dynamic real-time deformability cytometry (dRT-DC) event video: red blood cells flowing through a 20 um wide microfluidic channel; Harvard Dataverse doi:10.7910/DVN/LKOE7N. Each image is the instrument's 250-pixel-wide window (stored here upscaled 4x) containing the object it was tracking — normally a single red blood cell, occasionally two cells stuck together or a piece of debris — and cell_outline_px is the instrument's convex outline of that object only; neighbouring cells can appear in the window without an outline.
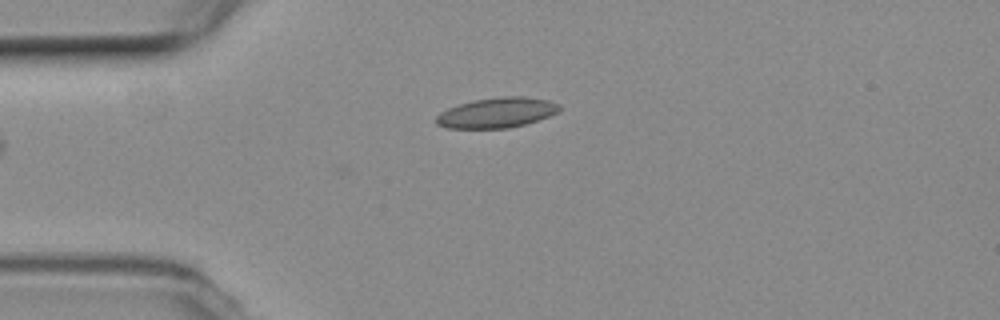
{"species": "common noctule bat (a hibernating species)", "species_latin": "Nyctalus noctula", "temperature_condition": "room temperature", "stored_images_in_passage": 39, "camera_frame_rate_fps": 3000, "um_per_image_px": 0.085, "animal": {"sex": "female", "body_mass_g": 19.3, "forearm_length_mm": 54.1}, "frame": {"image": 1, "passage_image": 1, "time_ms": 0.0, "image_size_px": [1000, 320], "cell_outline_px": [[560, 108], [556, 112], [548, 116], [524, 124], [508, 128], [448, 128], [436, 124], [436, 116], [440, 112], [448, 108], [472, 100], [500, 96], [524, 96], [548, 100], [560, 104]], "centroid_in_image_um": [42.2, 9.57], "position_along_channel_um": 42.8, "area_um2": 21.56}}
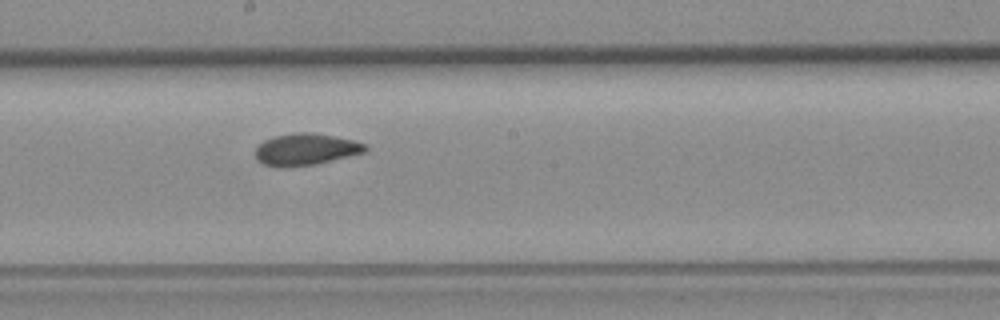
{"frame": {"image": 2, "passage_image": 17, "time_ms": 5.333, "image_size_px": [1000, 320], "cell_outline_px": [[368, 148], [364, 152], [316, 164], [284, 168], [276, 168], [264, 164], [256, 160], [256, 148], [264, 140], [272, 136], [296, 132], [312, 132], [352, 140], [368, 144]], "centroid_in_image_um": [25.95, 12.7], "position_along_channel_um": 222.2, "area_um2": 20.46}}
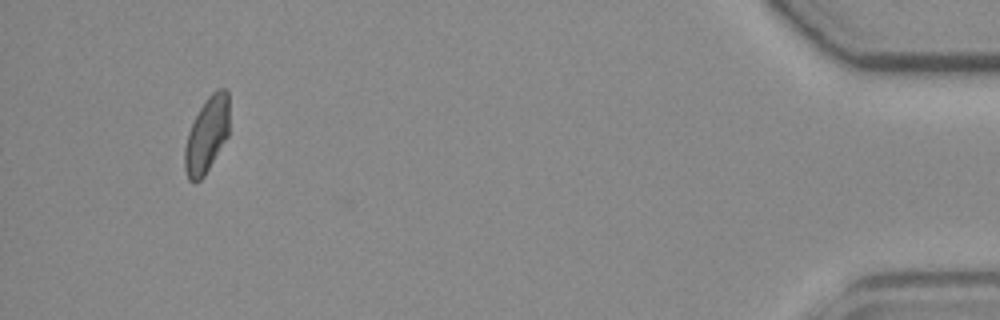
{"frame": {"image": 3, "passage_image": 39, "time_ms": 12.667, "image_size_px": [1000, 320], "cell_outline_px": [[228, 136], [204, 176], [200, 180], [188, 180], [184, 168], [184, 148], [188, 132], [200, 108], [208, 96], [216, 88], [224, 88], [228, 92]], "centroid_in_image_um": [17.57, 11.46], "position_along_channel_um": 417.6, "area_um2": 19.48}, "authors_computed_cell_mechanics": {"area_um2": 19.7676, "velocity_mm_per_s": 3.7349, "shape_relaxation_time_tau1_ms": null, "shape_relaxation_time_tau2_ms": 2.133, "deformation_change_tau1": null, "deformation_change_tau2": 0.0817}}